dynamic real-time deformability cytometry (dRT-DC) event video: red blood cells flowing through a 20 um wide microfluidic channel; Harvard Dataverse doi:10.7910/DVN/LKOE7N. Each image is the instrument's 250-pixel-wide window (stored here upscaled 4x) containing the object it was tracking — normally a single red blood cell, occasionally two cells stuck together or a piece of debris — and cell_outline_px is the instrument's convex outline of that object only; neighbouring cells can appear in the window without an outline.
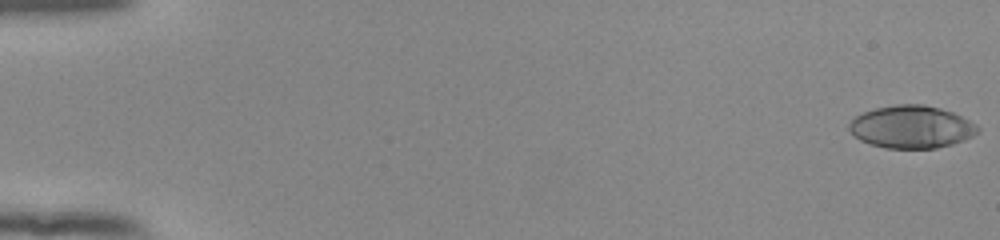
{"species": "human", "species_latin": "Homo sapiens", "temperature_condition": "room temperature", "stored_images_in_passage": 54, "camera_frame_rate_fps": 3000, "um_per_image_px": 0.085, "donor": {"sex": "female"}, "frame": {"image": 1, "passage_image": 1, "time_ms": 0.0, "image_size_px": [1000, 240], "cell_outline_px": [[980, 132], [964, 140], [952, 144], [936, 148], [884, 148], [860, 140], [848, 128], [848, 124], [856, 116], [864, 112], [876, 108], [896, 104], [924, 104], [940, 108], [952, 112], [976, 124], [980, 128]], "centroid_in_image_um": [77.49, 10.78], "position_along_channel_um": 7.5, "area_um2": 31.79}}
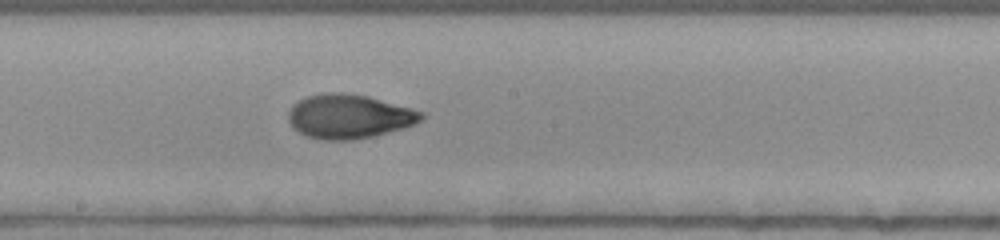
{"frame": {"image": 2, "passage_image": 31, "time_ms": 10.0, "image_size_px": [1000, 240], "cell_outline_px": [[424, 120], [404, 128], [372, 136], [352, 140], [320, 140], [304, 136], [292, 128], [288, 120], [288, 112], [292, 104], [308, 96], [324, 92], [344, 92], [368, 96], [412, 108], [424, 112]], "centroid_in_image_um": [29.65, 9.9], "position_along_channel_um": 218.5, "area_um2": 34.62}}
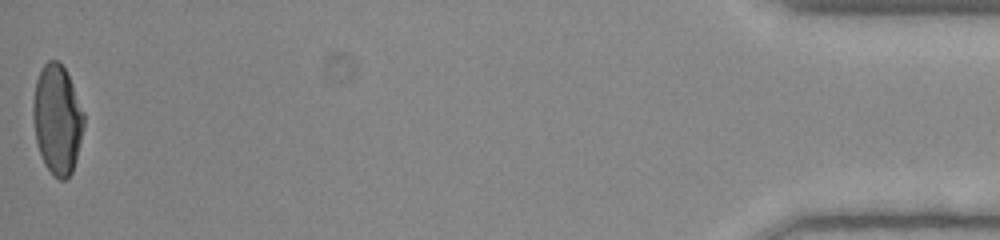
{"frame": {"image": 3, "passage_image": 54, "time_ms": 17.667, "image_size_px": [1000, 240], "cell_outline_px": [[84, 128], [76, 160], [72, 172], [64, 180], [60, 180], [52, 176], [44, 164], [36, 140], [32, 116], [32, 104], [36, 80], [44, 64], [48, 60], [56, 60], [64, 68], [72, 84], [84, 112]], "centroid_in_image_um": [4.86, 10.18], "position_along_channel_um": 430.3, "area_um2": 32.43}, "authors_computed_cell_mechanics": {"area_um2": 32.3102, "velocity_mm_per_s": 3.9197, "shape_relaxation_time_tau1_ms": 6.7753, "shape_relaxation_time_tau2_ms": 1.0177, "deformation_change_tau1": 0.2448, "deformation_change_tau2": 0.0554}}